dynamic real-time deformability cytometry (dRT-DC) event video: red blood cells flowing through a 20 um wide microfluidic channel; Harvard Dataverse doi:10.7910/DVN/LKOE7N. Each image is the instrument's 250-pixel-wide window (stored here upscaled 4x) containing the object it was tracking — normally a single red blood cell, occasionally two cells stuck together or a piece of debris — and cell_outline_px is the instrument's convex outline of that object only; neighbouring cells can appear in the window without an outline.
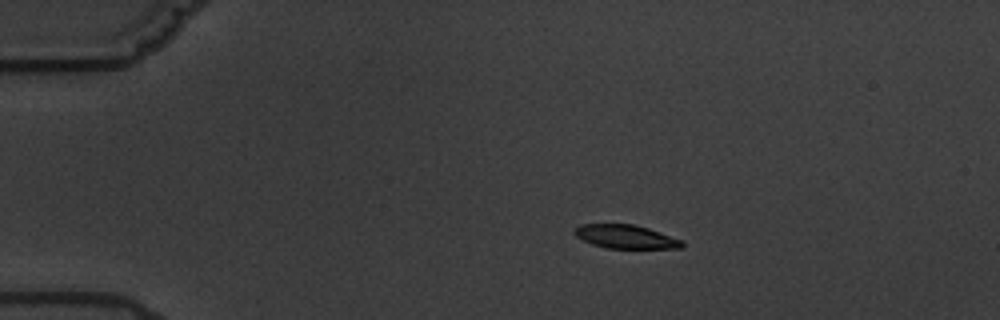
{"species": "common noctule bat (a hibernating species)", "species_latin": "Nyctalus noctula", "temperature_condition": "warm", "stored_images_in_passage": 5, "camera_frame_rate_fps": 3000, "um_per_image_px": 0.085, "animal": {"sex": "male", "body_mass_g": 19.5, "forearm_length_mm": 54.6}, "frame": {"image": 1, "passage_image": 3, "time_ms": 3.333, "image_size_px": [1000, 320], "cell_outline_px": [[684, 244], [680, 248], [608, 248], [592, 244], [576, 236], [572, 232], [580, 224], [632, 224], [648, 228], [684, 240]], "centroid_in_image_um": [53.2, 20.11], "position_along_channel_um": 31.8, "area_um2": 14.74}}